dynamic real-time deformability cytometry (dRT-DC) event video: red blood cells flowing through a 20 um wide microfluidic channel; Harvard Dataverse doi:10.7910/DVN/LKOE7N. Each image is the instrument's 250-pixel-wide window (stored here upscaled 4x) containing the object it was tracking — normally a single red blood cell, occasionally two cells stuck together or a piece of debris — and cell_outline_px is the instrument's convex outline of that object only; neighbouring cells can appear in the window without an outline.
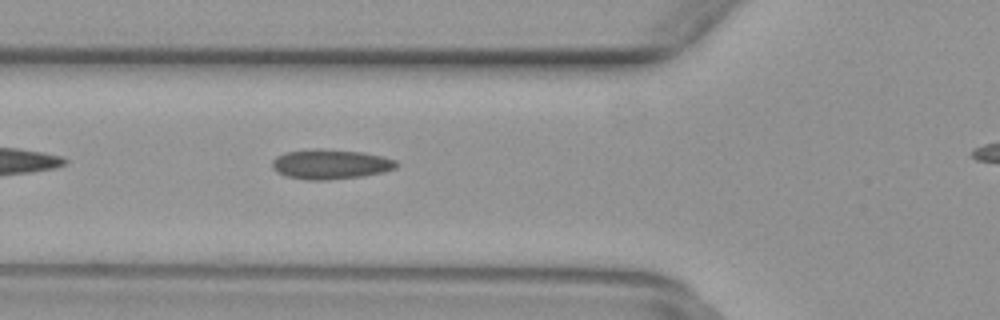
{"species": "common noctule bat (a hibernating species)", "species_latin": "Nyctalus noctula", "temperature_condition": "warm", "stored_images_in_passage": 31, "camera_frame_rate_fps": 3000, "um_per_image_px": 0.085, "animal": {"sex": "female", "body_mass_g": 29.2, "forearm_length_mm": 56.3}, "frame": {"image": 1, "passage_image": 5, "time_ms": 1.333, "image_size_px": [1000, 320], "cell_outline_px": [[400, 164], [396, 168], [384, 172], [364, 176], [328, 180], [308, 180], [284, 176], [276, 172], [272, 168], [272, 160], [276, 156], [284, 152], [312, 148], [316, 148], [364, 152], [396, 160]], "centroid_in_image_um": [28.07, 13.96], "position_along_channel_um": 97.7, "area_um2": 21.96}}
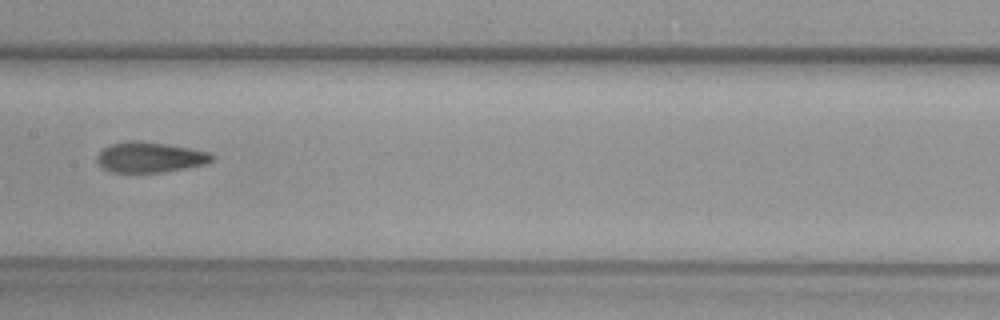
{"frame": {"image": 2, "passage_image": 12, "time_ms": 3.667, "image_size_px": [1000, 320], "cell_outline_px": [[216, 156], [208, 164], [160, 172], [112, 172], [100, 168], [96, 160], [96, 156], [104, 148], [112, 144], [128, 140], [140, 140], [188, 148], [208, 152]], "centroid_in_image_um": [12.71, 13.37], "position_along_channel_um": 194.7, "area_um2": 20.35}}
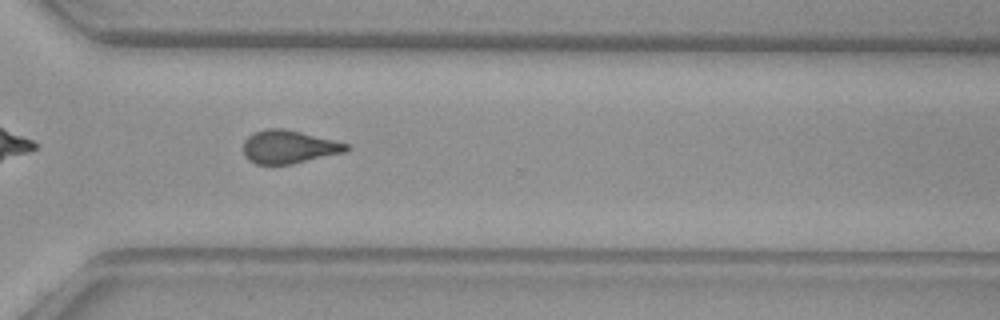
{"frame": {"image": 3, "passage_image": 23, "time_ms": 7.333, "image_size_px": [1000, 320], "cell_outline_px": [[352, 148], [344, 152], [292, 164], [256, 164], [248, 160], [244, 156], [244, 140], [252, 132], [268, 128], [284, 128], [348, 144]], "centroid_in_image_um": [24.51, 12.48], "position_along_channel_um": 346.1, "area_um2": 19.83}}